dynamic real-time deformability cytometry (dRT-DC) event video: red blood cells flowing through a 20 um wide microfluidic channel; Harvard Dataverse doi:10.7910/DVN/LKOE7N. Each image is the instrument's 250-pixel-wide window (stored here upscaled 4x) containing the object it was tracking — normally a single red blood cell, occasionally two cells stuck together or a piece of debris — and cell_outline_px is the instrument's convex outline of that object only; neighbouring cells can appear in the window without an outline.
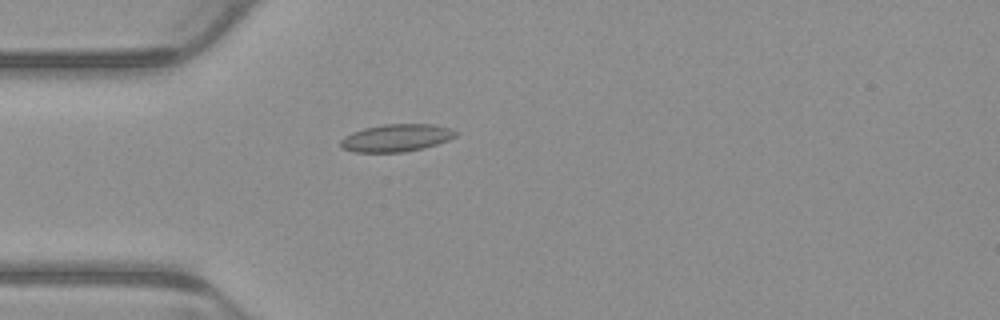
{"species": "common noctule bat (a hibernating species)", "species_latin": "Nyctalus noctula", "temperature_condition": "warm", "stored_images_in_passage": 4, "camera_frame_rate_fps": 3000, "um_per_image_px": 0.085, "animal": {"sex": "male", "body_mass_g": 23.1, "forearm_length_mm": 52.7}, "frame": {"image": 1, "passage_image": 4, "time_ms": 1.0, "image_size_px": [1000, 320], "cell_outline_px": [[460, 132], [456, 136], [448, 140], [424, 148], [404, 152], [352, 152], [340, 148], [340, 140], [344, 136], [352, 132], [364, 128], [384, 124], [432, 124], [452, 128]], "centroid_in_image_um": [33.69, 11.72], "position_along_channel_um": 51.3, "area_um2": 18.67}}